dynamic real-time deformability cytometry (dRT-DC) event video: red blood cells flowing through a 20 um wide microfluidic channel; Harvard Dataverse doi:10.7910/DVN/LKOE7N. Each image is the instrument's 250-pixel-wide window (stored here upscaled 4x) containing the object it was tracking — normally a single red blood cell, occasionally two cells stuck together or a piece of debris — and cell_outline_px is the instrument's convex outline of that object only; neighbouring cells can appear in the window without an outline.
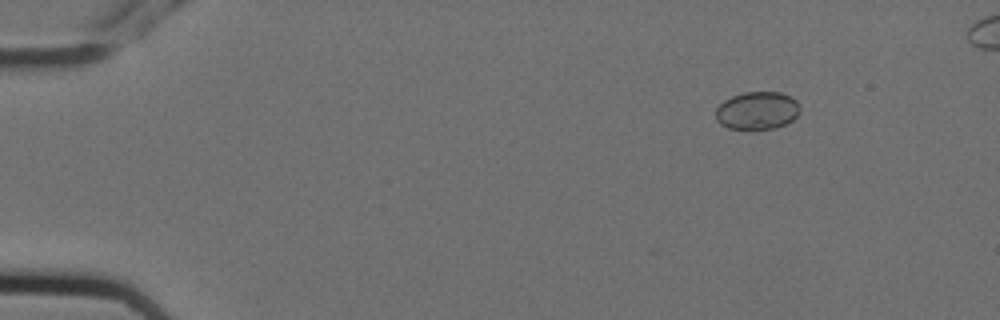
{"species": "Egyptian fruit bat (a non-hibernating species)", "species_latin": "Rousettus aegyptiacus", "temperature_condition": "cold", "stored_images_in_passage": 7, "camera_frame_rate_fps": 3000, "um_per_image_px": 0.085, "animal": {"sex": "female"}, "frame": {"image": 1, "passage_image": 3, "time_ms": 0.667, "image_size_px": [1000, 320], "cell_outline_px": [[800, 108], [796, 116], [792, 120], [776, 128], [756, 132], [752, 132], [728, 128], [720, 124], [716, 120], [716, 108], [724, 100], [732, 96], [744, 92], [780, 92], [796, 100]], "centroid_in_image_um": [64.33, 9.45], "position_along_channel_um": 20.7, "area_um2": 19.07}}